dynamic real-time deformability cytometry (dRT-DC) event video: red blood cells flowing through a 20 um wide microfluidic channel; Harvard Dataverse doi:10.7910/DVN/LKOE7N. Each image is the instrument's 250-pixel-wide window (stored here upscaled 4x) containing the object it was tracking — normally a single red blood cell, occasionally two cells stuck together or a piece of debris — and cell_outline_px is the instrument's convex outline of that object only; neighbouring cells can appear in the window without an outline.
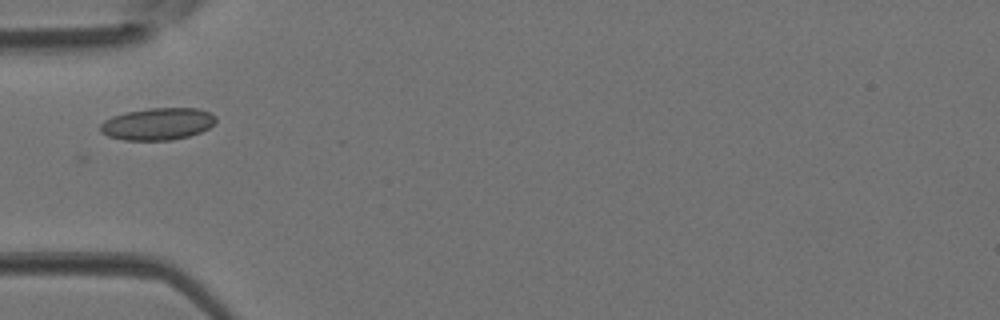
{"species": "Egyptian fruit bat (a non-hibernating species)", "species_latin": "Rousettus aegyptiacus", "temperature_condition": "room temperature", "stored_images_in_passage": 3, "camera_frame_rate_fps": 3000, "um_per_image_px": 0.085, "animal": {"sex": "female"}, "frame": {"image": 1, "passage_image": 3, "time_ms": 0.667, "image_size_px": [1000, 320], "cell_outline_px": [[216, 120], [208, 128], [200, 132], [188, 136], [172, 140], [124, 140], [108, 136], [100, 132], [100, 124], [104, 120], [112, 116], [128, 112], [148, 108], [196, 108], [208, 112], [216, 116]], "centroid_in_image_um": [13.37, 10.53], "position_along_channel_um": 71.6, "area_um2": 21.5}}